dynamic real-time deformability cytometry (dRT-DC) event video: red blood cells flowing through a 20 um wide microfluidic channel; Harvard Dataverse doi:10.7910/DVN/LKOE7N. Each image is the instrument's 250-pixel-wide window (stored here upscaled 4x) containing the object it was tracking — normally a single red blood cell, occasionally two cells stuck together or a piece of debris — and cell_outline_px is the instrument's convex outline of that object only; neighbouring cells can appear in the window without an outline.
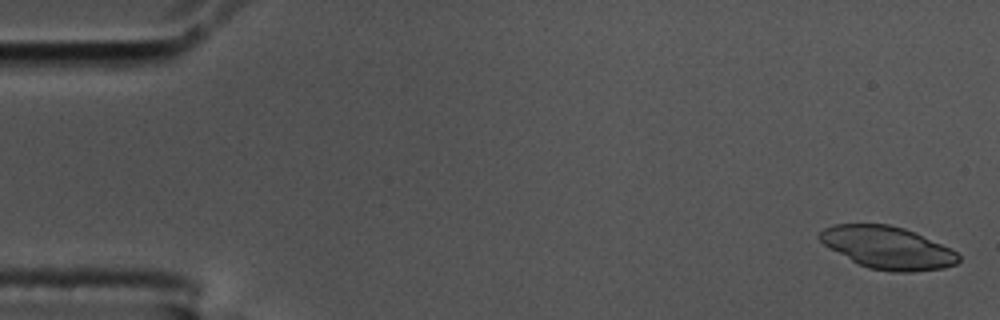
{"species": "common noctule bat (a hibernating species)", "species_latin": "Nyctalus noctula", "temperature_condition": "cold", "stored_images_in_passage": 55, "camera_frame_rate_fps": 3000, "um_per_image_px": 0.085, "animal": {"sex": "male", "body_mass_g": 17.5, "forearm_length_mm": 52.3}, "frame": {"image": 1, "passage_image": 2, "time_ms": 0.333, "image_size_px": [1000, 320], "cell_outline_px": [[960, 260], [956, 264], [944, 268], [912, 272], [892, 272], [868, 268], [852, 260], [824, 244], [816, 236], [824, 228], [832, 224], [888, 224], [904, 228], [952, 248], [960, 256]], "centroid_in_image_um": [75.47, 21.05], "position_along_channel_um": 9.5, "area_um2": 34.22}}
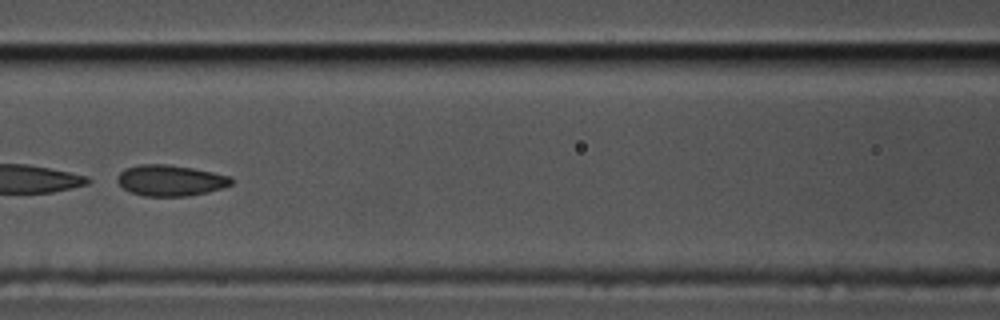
{"frame": {"image": 2, "passage_image": 25, "time_ms": 8.0, "image_size_px": [1000, 320], "cell_outline_px": [[232, 184], [224, 188], [208, 192], [188, 196], [144, 196], [132, 192], [124, 188], [116, 180], [120, 172], [124, 168], [140, 164], [168, 164], [192, 168], [232, 176]], "centroid_in_image_um": [14.51, 15.33], "position_along_channel_um": 152.1, "area_um2": 20.63}}